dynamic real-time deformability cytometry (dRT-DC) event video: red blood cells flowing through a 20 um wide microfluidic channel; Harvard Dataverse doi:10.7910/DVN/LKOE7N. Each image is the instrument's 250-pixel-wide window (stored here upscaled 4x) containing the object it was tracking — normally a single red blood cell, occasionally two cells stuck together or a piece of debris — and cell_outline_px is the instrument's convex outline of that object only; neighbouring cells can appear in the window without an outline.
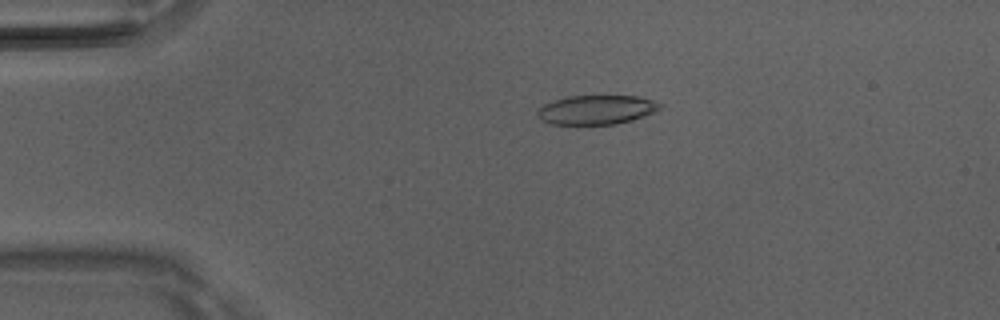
{"species": "Egyptian fruit bat (a non-hibernating species)", "species_latin": "Rousettus aegyptiacus", "temperature_condition": "room temperature", "stored_images_in_passage": 50, "camera_frame_rate_fps": 3000, "um_per_image_px": 0.085, "animal": {"sex": "male"}, "frame": {"image": 1, "passage_image": 11, "time_ms": 3.333, "image_size_px": [1000, 320], "cell_outline_px": [[660, 108], [656, 112], [632, 120], [616, 124], [552, 124], [540, 120], [536, 116], [536, 112], [544, 104], [568, 96], [640, 96], [652, 100], [660, 104]], "centroid_in_image_um": [50.69, 9.33], "position_along_channel_um": 34.3, "area_um2": 20.81}}
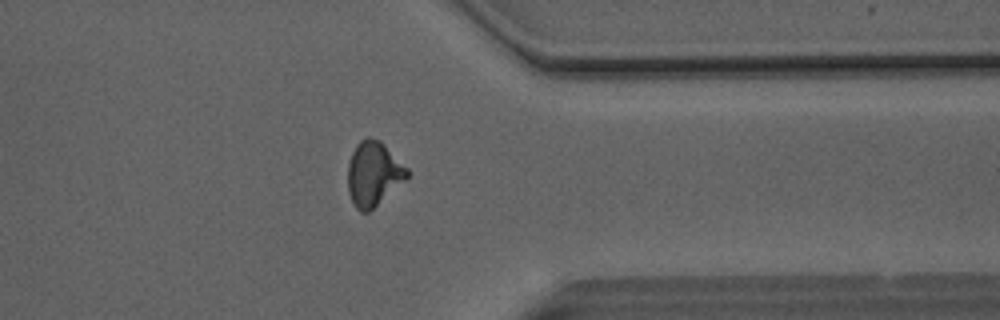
{"frame": {"image": 2, "passage_image": 40, "time_ms": 13.0, "image_size_px": [1000, 320], "cell_outline_px": [[408, 176], [404, 180], [368, 212], [360, 212], [356, 208], [348, 192], [348, 164], [352, 152], [356, 144], [360, 140], [368, 136], [380, 140], [408, 168]], "centroid_in_image_um": [31.72, 14.73], "position_along_channel_um": 379.7, "area_um2": 21.96}}
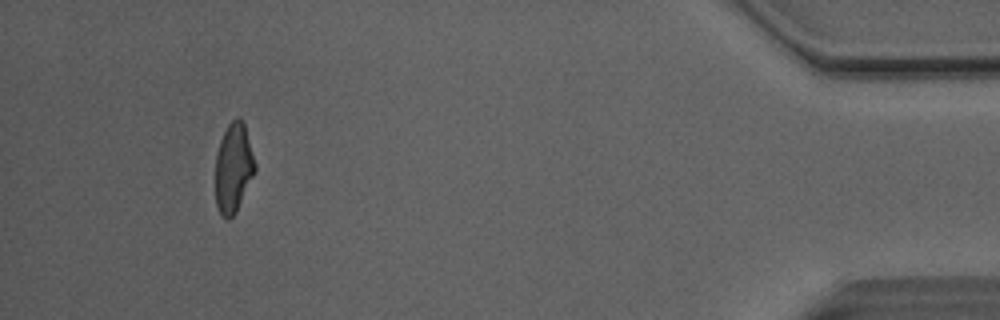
{"frame": {"image": 3, "passage_image": 47, "time_ms": 15.333, "image_size_px": [1000, 320], "cell_outline_px": [[256, 168], [236, 212], [228, 220], [220, 216], [216, 204], [216, 152], [220, 140], [228, 124], [236, 116], [240, 116], [244, 120], [256, 164]], "centroid_in_image_um": [19.84, 14.23], "position_along_channel_um": 415.4, "area_um2": 20.75}, "authors_computed_cell_mechanics": {"area_um2": 21.8484, "velocity_mm_per_s": 4.1254, "shape_relaxation_time_tau1_ms": 6.4273, "shape_relaxation_time_tau2_ms": 2.0471, "deformation_change_tau1": 0.1974, "deformation_change_tau2": 0.0982}}